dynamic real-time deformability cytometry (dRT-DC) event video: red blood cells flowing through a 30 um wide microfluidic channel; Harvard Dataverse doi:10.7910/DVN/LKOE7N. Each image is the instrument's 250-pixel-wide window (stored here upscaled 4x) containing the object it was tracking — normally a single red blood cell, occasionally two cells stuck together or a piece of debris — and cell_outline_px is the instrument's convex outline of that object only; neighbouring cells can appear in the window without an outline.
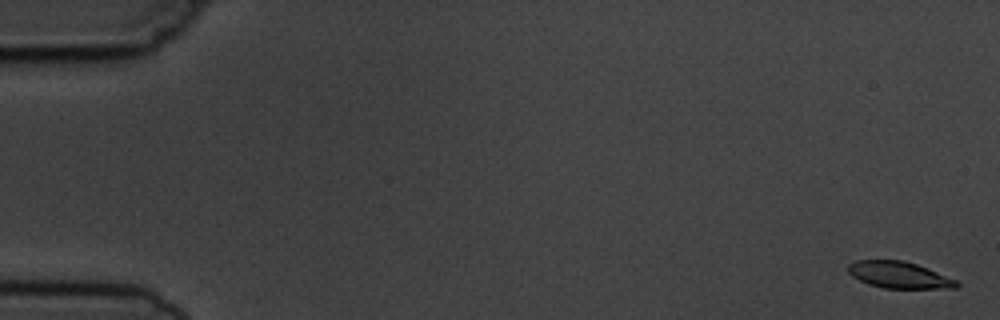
{"species": "common noctule bat (a hibernating species)", "species_latin": "Nyctalus noctula", "temperature_condition": "cold", "stored_images_in_passage": 9, "camera_frame_rate_fps": 3000, "um_per_image_px": 0.085, "animal": {"sex": "male", "body_mass_g": 19.5, "forearm_length_mm": 54.6}, "frame": {"image": 1, "passage_image": 1, "time_ms": 0.0, "image_size_px": [1000, 320], "cell_outline_px": [[960, 284], [956, 288], [884, 288], [868, 284], [852, 276], [848, 272], [848, 264], [856, 260], [904, 260], [928, 268], [956, 280]], "centroid_in_image_um": [76.41, 23.36], "position_along_channel_um": 8.6, "area_um2": 16.76}}
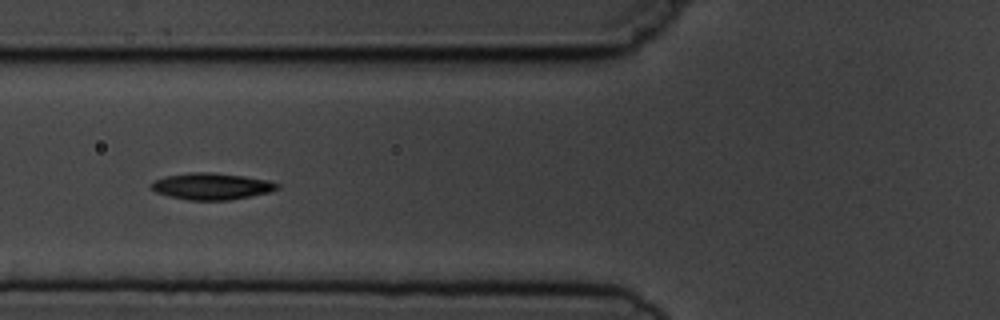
{"frame": {"image": 2, "passage_image": 6, "time_ms": 6.667, "image_size_px": [1000, 320], "cell_outline_px": [[280, 188], [268, 192], [252, 196], [228, 200], [188, 200], [168, 196], [156, 192], [152, 188], [152, 180], [164, 176], [188, 172], [212, 172], [244, 176], [268, 180], [280, 184]], "centroid_in_image_um": [17.98, 15.82], "position_along_channel_um": 107.8, "area_um2": 19.65}}
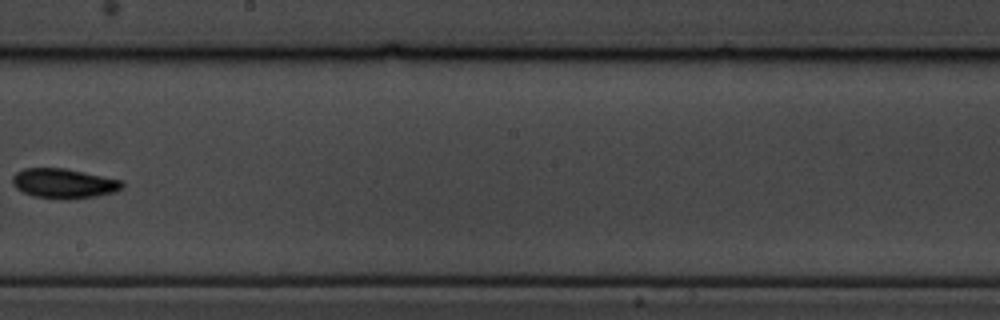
{"frame": {"image": 3, "passage_image": 9, "time_ms": 10.333, "image_size_px": [1000, 320], "cell_outline_px": [[124, 184], [116, 192], [96, 196], [32, 196], [16, 188], [12, 184], [12, 176], [16, 172], [24, 168], [64, 168], [124, 180]], "centroid_in_image_um": [5.42, 15.53], "position_along_channel_um": 242.8, "area_um2": 18.26}}